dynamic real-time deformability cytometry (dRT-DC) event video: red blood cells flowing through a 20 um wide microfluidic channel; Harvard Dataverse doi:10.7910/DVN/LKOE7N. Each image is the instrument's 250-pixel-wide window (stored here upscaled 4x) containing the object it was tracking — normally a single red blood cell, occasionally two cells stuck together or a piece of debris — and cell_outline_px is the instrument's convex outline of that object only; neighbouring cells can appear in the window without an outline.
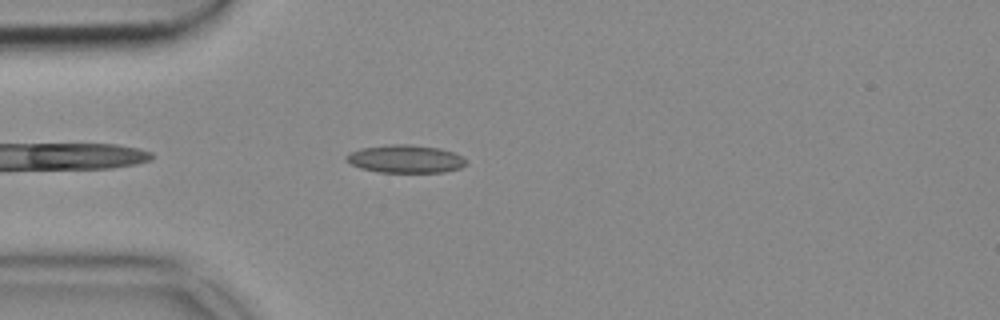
{"species": "common noctule bat (a hibernating species)", "species_latin": "Nyctalus noctula", "temperature_condition": "cold", "stored_images_in_passage": 26, "camera_frame_rate_fps": 3000, "um_per_image_px": 0.085, "animal": {"sex": "female", "body_mass_g": 18.4}, "frame": {"image": 1, "passage_image": 5, "time_ms": 1.333, "image_size_px": [1000, 320], "cell_outline_px": [[468, 164], [460, 168], [444, 172], [376, 172], [360, 168], [344, 160], [344, 156], [360, 148], [392, 144], [408, 144], [440, 148], [452, 152], [468, 160]], "centroid_in_image_um": [34.46, 13.51], "position_along_channel_um": 50.5, "area_um2": 19.59}}
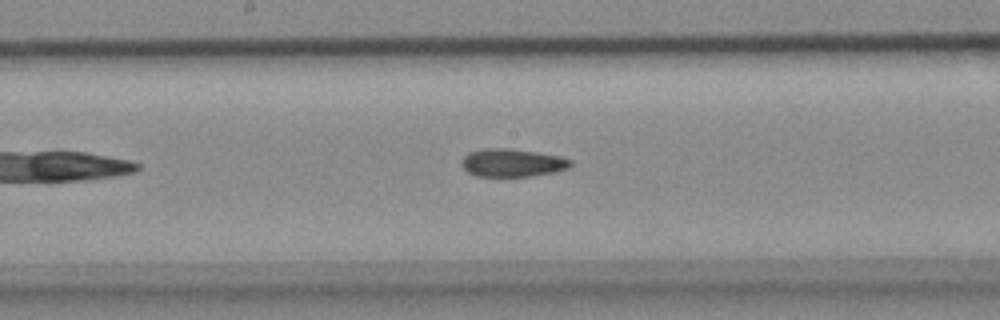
{"frame": {"image": 2, "passage_image": 18, "time_ms": 5.667, "image_size_px": [1000, 320], "cell_outline_px": [[572, 164], [568, 168], [556, 172], [532, 176], [476, 176], [468, 172], [460, 164], [460, 160], [468, 152], [484, 148], [508, 148], [536, 152], [560, 156], [572, 160]], "centroid_in_image_um": [43.53, 13.83], "position_along_channel_um": 204.7, "area_um2": 17.92}}
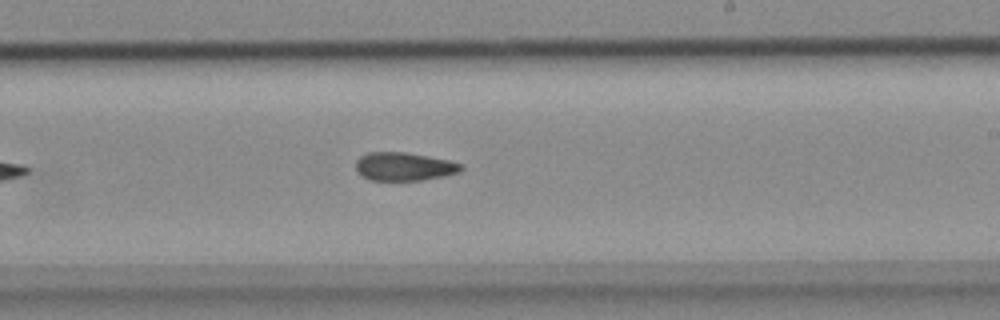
{"frame": {"image": 3, "passage_image": 22, "time_ms": 7.0, "image_size_px": [1000, 320], "cell_outline_px": [[464, 168], [460, 172], [444, 176], [420, 180], [368, 180], [360, 176], [356, 172], [356, 160], [360, 156], [368, 152], [404, 152], [428, 156], [448, 160], [464, 164]], "centroid_in_image_um": [34.33, 14.16], "position_along_channel_um": 254.7, "area_um2": 17.57}}